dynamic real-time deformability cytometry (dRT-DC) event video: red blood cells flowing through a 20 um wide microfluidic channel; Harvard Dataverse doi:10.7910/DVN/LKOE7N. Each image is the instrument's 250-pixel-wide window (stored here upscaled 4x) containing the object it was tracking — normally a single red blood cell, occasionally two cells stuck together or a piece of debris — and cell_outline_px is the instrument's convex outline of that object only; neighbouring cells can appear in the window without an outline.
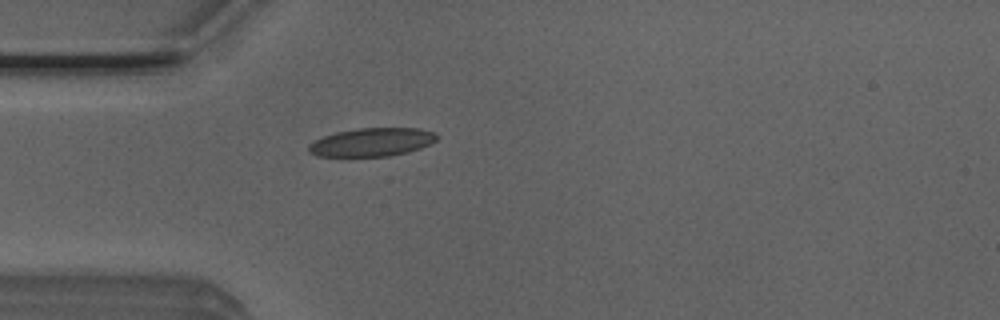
{"species": "Egyptian fruit bat (a non-hibernating species)", "species_latin": "Rousettus aegyptiacus", "temperature_condition": "room temperature", "stored_images_in_passage": 1, "camera_frame_rate_fps": 3000, "um_per_image_px": 0.085, "animal": {"sex": "male"}, "frame": {"image": 1, "passage_image": 1, "time_ms": 0.0, "image_size_px": [1000, 320], "cell_outline_px": [[440, 136], [436, 140], [420, 148], [408, 152], [388, 156], [316, 156], [308, 152], [308, 144], [324, 136], [336, 132], [356, 128], [420, 128], [436, 132]], "centroid_in_image_um": [31.62, 12.07], "position_along_channel_um": 53.4, "area_um2": 21.27}}